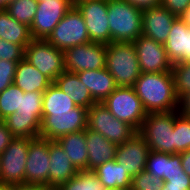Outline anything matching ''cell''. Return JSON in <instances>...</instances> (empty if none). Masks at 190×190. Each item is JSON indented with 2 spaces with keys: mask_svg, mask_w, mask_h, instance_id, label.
<instances>
[{
  "mask_svg": "<svg viewBox=\"0 0 190 190\" xmlns=\"http://www.w3.org/2000/svg\"><path fill=\"white\" fill-rule=\"evenodd\" d=\"M132 87L147 113L178 110L172 71L141 73Z\"/></svg>",
  "mask_w": 190,
  "mask_h": 190,
  "instance_id": "6da1fadb",
  "label": "cell"
},
{
  "mask_svg": "<svg viewBox=\"0 0 190 190\" xmlns=\"http://www.w3.org/2000/svg\"><path fill=\"white\" fill-rule=\"evenodd\" d=\"M42 101L43 92H24L20 88V107L3 120L14 137H39Z\"/></svg>",
  "mask_w": 190,
  "mask_h": 190,
  "instance_id": "7a4b0ae2",
  "label": "cell"
},
{
  "mask_svg": "<svg viewBox=\"0 0 190 190\" xmlns=\"http://www.w3.org/2000/svg\"><path fill=\"white\" fill-rule=\"evenodd\" d=\"M111 42L133 43L142 35V10L126 0H107Z\"/></svg>",
  "mask_w": 190,
  "mask_h": 190,
  "instance_id": "3957f363",
  "label": "cell"
},
{
  "mask_svg": "<svg viewBox=\"0 0 190 190\" xmlns=\"http://www.w3.org/2000/svg\"><path fill=\"white\" fill-rule=\"evenodd\" d=\"M106 69L113 76L117 86L132 87L141 75L133 43L111 42L107 44Z\"/></svg>",
  "mask_w": 190,
  "mask_h": 190,
  "instance_id": "277c9868",
  "label": "cell"
},
{
  "mask_svg": "<svg viewBox=\"0 0 190 190\" xmlns=\"http://www.w3.org/2000/svg\"><path fill=\"white\" fill-rule=\"evenodd\" d=\"M176 111L148 113L137 132L150 151L174 154V122Z\"/></svg>",
  "mask_w": 190,
  "mask_h": 190,
  "instance_id": "5b68a950",
  "label": "cell"
},
{
  "mask_svg": "<svg viewBox=\"0 0 190 190\" xmlns=\"http://www.w3.org/2000/svg\"><path fill=\"white\" fill-rule=\"evenodd\" d=\"M102 103L117 119L137 132L148 114L134 88L129 86H118Z\"/></svg>",
  "mask_w": 190,
  "mask_h": 190,
  "instance_id": "8992f818",
  "label": "cell"
},
{
  "mask_svg": "<svg viewBox=\"0 0 190 190\" xmlns=\"http://www.w3.org/2000/svg\"><path fill=\"white\" fill-rule=\"evenodd\" d=\"M87 128L99 132L116 145L124 143L137 133L132 126L117 119L102 102L93 104L87 110Z\"/></svg>",
  "mask_w": 190,
  "mask_h": 190,
  "instance_id": "52a82bcc",
  "label": "cell"
},
{
  "mask_svg": "<svg viewBox=\"0 0 190 190\" xmlns=\"http://www.w3.org/2000/svg\"><path fill=\"white\" fill-rule=\"evenodd\" d=\"M46 40L62 51L91 42L84 18L75 6L65 14Z\"/></svg>",
  "mask_w": 190,
  "mask_h": 190,
  "instance_id": "ba28073f",
  "label": "cell"
},
{
  "mask_svg": "<svg viewBox=\"0 0 190 190\" xmlns=\"http://www.w3.org/2000/svg\"><path fill=\"white\" fill-rule=\"evenodd\" d=\"M24 58L52 83L64 70V51L45 39H32L25 47Z\"/></svg>",
  "mask_w": 190,
  "mask_h": 190,
  "instance_id": "9c48e42d",
  "label": "cell"
},
{
  "mask_svg": "<svg viewBox=\"0 0 190 190\" xmlns=\"http://www.w3.org/2000/svg\"><path fill=\"white\" fill-rule=\"evenodd\" d=\"M32 139L15 137L0 154V182L10 186L25 183V166Z\"/></svg>",
  "mask_w": 190,
  "mask_h": 190,
  "instance_id": "30bf717a",
  "label": "cell"
},
{
  "mask_svg": "<svg viewBox=\"0 0 190 190\" xmlns=\"http://www.w3.org/2000/svg\"><path fill=\"white\" fill-rule=\"evenodd\" d=\"M87 110L77 106L75 113H42L39 137L49 140L87 128Z\"/></svg>",
  "mask_w": 190,
  "mask_h": 190,
  "instance_id": "8fae6325",
  "label": "cell"
},
{
  "mask_svg": "<svg viewBox=\"0 0 190 190\" xmlns=\"http://www.w3.org/2000/svg\"><path fill=\"white\" fill-rule=\"evenodd\" d=\"M107 44L88 42L64 51V70L71 73L106 68Z\"/></svg>",
  "mask_w": 190,
  "mask_h": 190,
  "instance_id": "7c38bea8",
  "label": "cell"
},
{
  "mask_svg": "<svg viewBox=\"0 0 190 190\" xmlns=\"http://www.w3.org/2000/svg\"><path fill=\"white\" fill-rule=\"evenodd\" d=\"M74 6L84 18L90 41L110 44L107 0H85Z\"/></svg>",
  "mask_w": 190,
  "mask_h": 190,
  "instance_id": "4fadbf2b",
  "label": "cell"
},
{
  "mask_svg": "<svg viewBox=\"0 0 190 190\" xmlns=\"http://www.w3.org/2000/svg\"><path fill=\"white\" fill-rule=\"evenodd\" d=\"M71 0H45L38 2V8L30 26L32 39H47L54 27L73 7Z\"/></svg>",
  "mask_w": 190,
  "mask_h": 190,
  "instance_id": "5bb4252c",
  "label": "cell"
},
{
  "mask_svg": "<svg viewBox=\"0 0 190 190\" xmlns=\"http://www.w3.org/2000/svg\"><path fill=\"white\" fill-rule=\"evenodd\" d=\"M49 139L33 138L29 142L25 166V183L49 186Z\"/></svg>",
  "mask_w": 190,
  "mask_h": 190,
  "instance_id": "9a60e30c",
  "label": "cell"
},
{
  "mask_svg": "<svg viewBox=\"0 0 190 190\" xmlns=\"http://www.w3.org/2000/svg\"><path fill=\"white\" fill-rule=\"evenodd\" d=\"M133 45L141 73L172 71L173 63L168 59L164 44L141 35L133 42Z\"/></svg>",
  "mask_w": 190,
  "mask_h": 190,
  "instance_id": "2e32d148",
  "label": "cell"
},
{
  "mask_svg": "<svg viewBox=\"0 0 190 190\" xmlns=\"http://www.w3.org/2000/svg\"><path fill=\"white\" fill-rule=\"evenodd\" d=\"M149 151L145 140L136 133L131 139L118 145L115 159L133 178L146 169Z\"/></svg>",
  "mask_w": 190,
  "mask_h": 190,
  "instance_id": "e0dca14e",
  "label": "cell"
},
{
  "mask_svg": "<svg viewBox=\"0 0 190 190\" xmlns=\"http://www.w3.org/2000/svg\"><path fill=\"white\" fill-rule=\"evenodd\" d=\"M177 17L162 5L142 10V35L164 44Z\"/></svg>",
  "mask_w": 190,
  "mask_h": 190,
  "instance_id": "ac0fdd59",
  "label": "cell"
},
{
  "mask_svg": "<svg viewBox=\"0 0 190 190\" xmlns=\"http://www.w3.org/2000/svg\"><path fill=\"white\" fill-rule=\"evenodd\" d=\"M49 155V186L60 187L78 173L67 153L56 140H50Z\"/></svg>",
  "mask_w": 190,
  "mask_h": 190,
  "instance_id": "d6986e66",
  "label": "cell"
},
{
  "mask_svg": "<svg viewBox=\"0 0 190 190\" xmlns=\"http://www.w3.org/2000/svg\"><path fill=\"white\" fill-rule=\"evenodd\" d=\"M88 150V171H93L103 163L116 158L118 145L109 141L99 132L86 128Z\"/></svg>",
  "mask_w": 190,
  "mask_h": 190,
  "instance_id": "ffe728a7",
  "label": "cell"
},
{
  "mask_svg": "<svg viewBox=\"0 0 190 190\" xmlns=\"http://www.w3.org/2000/svg\"><path fill=\"white\" fill-rule=\"evenodd\" d=\"M87 88L92 98L97 102H103L118 86L113 76L106 68L99 70H85L76 73Z\"/></svg>",
  "mask_w": 190,
  "mask_h": 190,
  "instance_id": "44dd1931",
  "label": "cell"
},
{
  "mask_svg": "<svg viewBox=\"0 0 190 190\" xmlns=\"http://www.w3.org/2000/svg\"><path fill=\"white\" fill-rule=\"evenodd\" d=\"M13 83L24 92H44L52 82L28 60L18 62Z\"/></svg>",
  "mask_w": 190,
  "mask_h": 190,
  "instance_id": "7402d4cb",
  "label": "cell"
},
{
  "mask_svg": "<svg viewBox=\"0 0 190 190\" xmlns=\"http://www.w3.org/2000/svg\"><path fill=\"white\" fill-rule=\"evenodd\" d=\"M54 83L63 92L68 93L77 106L89 109L93 104L97 103L76 73L64 71L55 79Z\"/></svg>",
  "mask_w": 190,
  "mask_h": 190,
  "instance_id": "603a6c76",
  "label": "cell"
},
{
  "mask_svg": "<svg viewBox=\"0 0 190 190\" xmlns=\"http://www.w3.org/2000/svg\"><path fill=\"white\" fill-rule=\"evenodd\" d=\"M188 28L182 17H177L172 23L168 39L164 47L168 59L173 63L185 62V52L188 43Z\"/></svg>",
  "mask_w": 190,
  "mask_h": 190,
  "instance_id": "cb8c5ba5",
  "label": "cell"
},
{
  "mask_svg": "<svg viewBox=\"0 0 190 190\" xmlns=\"http://www.w3.org/2000/svg\"><path fill=\"white\" fill-rule=\"evenodd\" d=\"M65 150L72 164L78 171L88 170V150L86 146V129L69 133L56 140Z\"/></svg>",
  "mask_w": 190,
  "mask_h": 190,
  "instance_id": "d4e9b609",
  "label": "cell"
},
{
  "mask_svg": "<svg viewBox=\"0 0 190 190\" xmlns=\"http://www.w3.org/2000/svg\"><path fill=\"white\" fill-rule=\"evenodd\" d=\"M100 182L107 188H131L132 177L116 159L107 161L93 170Z\"/></svg>",
  "mask_w": 190,
  "mask_h": 190,
  "instance_id": "484cf974",
  "label": "cell"
},
{
  "mask_svg": "<svg viewBox=\"0 0 190 190\" xmlns=\"http://www.w3.org/2000/svg\"><path fill=\"white\" fill-rule=\"evenodd\" d=\"M0 38L18 45H28L32 40L30 27L11 17L6 9L0 10Z\"/></svg>",
  "mask_w": 190,
  "mask_h": 190,
  "instance_id": "4316f807",
  "label": "cell"
},
{
  "mask_svg": "<svg viewBox=\"0 0 190 190\" xmlns=\"http://www.w3.org/2000/svg\"><path fill=\"white\" fill-rule=\"evenodd\" d=\"M55 83L43 92L42 113H75L77 105Z\"/></svg>",
  "mask_w": 190,
  "mask_h": 190,
  "instance_id": "83f0119b",
  "label": "cell"
},
{
  "mask_svg": "<svg viewBox=\"0 0 190 190\" xmlns=\"http://www.w3.org/2000/svg\"><path fill=\"white\" fill-rule=\"evenodd\" d=\"M61 190H105L106 188L100 182L93 171L82 170L62 184Z\"/></svg>",
  "mask_w": 190,
  "mask_h": 190,
  "instance_id": "f1b7e54d",
  "label": "cell"
},
{
  "mask_svg": "<svg viewBox=\"0 0 190 190\" xmlns=\"http://www.w3.org/2000/svg\"><path fill=\"white\" fill-rule=\"evenodd\" d=\"M37 6L38 2L36 0H15L7 5L6 10L11 17L30 27L36 14Z\"/></svg>",
  "mask_w": 190,
  "mask_h": 190,
  "instance_id": "f546056e",
  "label": "cell"
},
{
  "mask_svg": "<svg viewBox=\"0 0 190 190\" xmlns=\"http://www.w3.org/2000/svg\"><path fill=\"white\" fill-rule=\"evenodd\" d=\"M190 149V117L180 114L174 122V154H180Z\"/></svg>",
  "mask_w": 190,
  "mask_h": 190,
  "instance_id": "4dcf8cb0",
  "label": "cell"
},
{
  "mask_svg": "<svg viewBox=\"0 0 190 190\" xmlns=\"http://www.w3.org/2000/svg\"><path fill=\"white\" fill-rule=\"evenodd\" d=\"M20 107V88L14 83L0 93V114L4 119Z\"/></svg>",
  "mask_w": 190,
  "mask_h": 190,
  "instance_id": "1f68e13d",
  "label": "cell"
},
{
  "mask_svg": "<svg viewBox=\"0 0 190 190\" xmlns=\"http://www.w3.org/2000/svg\"><path fill=\"white\" fill-rule=\"evenodd\" d=\"M172 73L176 95L180 99L184 94L190 92V61L172 64Z\"/></svg>",
  "mask_w": 190,
  "mask_h": 190,
  "instance_id": "d6a6232c",
  "label": "cell"
},
{
  "mask_svg": "<svg viewBox=\"0 0 190 190\" xmlns=\"http://www.w3.org/2000/svg\"><path fill=\"white\" fill-rule=\"evenodd\" d=\"M167 153L149 151L146 162V171L157 178L166 180Z\"/></svg>",
  "mask_w": 190,
  "mask_h": 190,
  "instance_id": "836d02e7",
  "label": "cell"
},
{
  "mask_svg": "<svg viewBox=\"0 0 190 190\" xmlns=\"http://www.w3.org/2000/svg\"><path fill=\"white\" fill-rule=\"evenodd\" d=\"M164 181L144 170L132 178V190H162Z\"/></svg>",
  "mask_w": 190,
  "mask_h": 190,
  "instance_id": "e575fe53",
  "label": "cell"
},
{
  "mask_svg": "<svg viewBox=\"0 0 190 190\" xmlns=\"http://www.w3.org/2000/svg\"><path fill=\"white\" fill-rule=\"evenodd\" d=\"M26 46L0 38V60L21 61L24 58Z\"/></svg>",
  "mask_w": 190,
  "mask_h": 190,
  "instance_id": "d590c367",
  "label": "cell"
},
{
  "mask_svg": "<svg viewBox=\"0 0 190 190\" xmlns=\"http://www.w3.org/2000/svg\"><path fill=\"white\" fill-rule=\"evenodd\" d=\"M19 61L0 60V93L13 84Z\"/></svg>",
  "mask_w": 190,
  "mask_h": 190,
  "instance_id": "8d00e7d4",
  "label": "cell"
},
{
  "mask_svg": "<svg viewBox=\"0 0 190 190\" xmlns=\"http://www.w3.org/2000/svg\"><path fill=\"white\" fill-rule=\"evenodd\" d=\"M162 190H190V177L183 172V174L169 175L164 180Z\"/></svg>",
  "mask_w": 190,
  "mask_h": 190,
  "instance_id": "74e56055",
  "label": "cell"
},
{
  "mask_svg": "<svg viewBox=\"0 0 190 190\" xmlns=\"http://www.w3.org/2000/svg\"><path fill=\"white\" fill-rule=\"evenodd\" d=\"M161 5L166 7L174 16L182 17L190 6V0H162Z\"/></svg>",
  "mask_w": 190,
  "mask_h": 190,
  "instance_id": "f35d334b",
  "label": "cell"
},
{
  "mask_svg": "<svg viewBox=\"0 0 190 190\" xmlns=\"http://www.w3.org/2000/svg\"><path fill=\"white\" fill-rule=\"evenodd\" d=\"M180 154L167 153L166 179L169 175L183 174Z\"/></svg>",
  "mask_w": 190,
  "mask_h": 190,
  "instance_id": "ab89813d",
  "label": "cell"
},
{
  "mask_svg": "<svg viewBox=\"0 0 190 190\" xmlns=\"http://www.w3.org/2000/svg\"><path fill=\"white\" fill-rule=\"evenodd\" d=\"M14 138L15 137L12 135L10 130L6 127L5 122L1 121L0 122V154H2L5 151L9 143Z\"/></svg>",
  "mask_w": 190,
  "mask_h": 190,
  "instance_id": "60d3db41",
  "label": "cell"
},
{
  "mask_svg": "<svg viewBox=\"0 0 190 190\" xmlns=\"http://www.w3.org/2000/svg\"><path fill=\"white\" fill-rule=\"evenodd\" d=\"M178 112L186 117H190V92L184 94L179 99Z\"/></svg>",
  "mask_w": 190,
  "mask_h": 190,
  "instance_id": "b9f144b4",
  "label": "cell"
},
{
  "mask_svg": "<svg viewBox=\"0 0 190 190\" xmlns=\"http://www.w3.org/2000/svg\"><path fill=\"white\" fill-rule=\"evenodd\" d=\"M138 9L144 10L161 5L162 0H126Z\"/></svg>",
  "mask_w": 190,
  "mask_h": 190,
  "instance_id": "7bdbcfd3",
  "label": "cell"
},
{
  "mask_svg": "<svg viewBox=\"0 0 190 190\" xmlns=\"http://www.w3.org/2000/svg\"><path fill=\"white\" fill-rule=\"evenodd\" d=\"M181 165L184 172L190 177V149L180 153Z\"/></svg>",
  "mask_w": 190,
  "mask_h": 190,
  "instance_id": "ee69618b",
  "label": "cell"
},
{
  "mask_svg": "<svg viewBox=\"0 0 190 190\" xmlns=\"http://www.w3.org/2000/svg\"><path fill=\"white\" fill-rule=\"evenodd\" d=\"M10 190H42V185L40 184H16L11 186Z\"/></svg>",
  "mask_w": 190,
  "mask_h": 190,
  "instance_id": "f6af8a7d",
  "label": "cell"
},
{
  "mask_svg": "<svg viewBox=\"0 0 190 190\" xmlns=\"http://www.w3.org/2000/svg\"><path fill=\"white\" fill-rule=\"evenodd\" d=\"M185 61H190V27L188 28L187 51L185 52Z\"/></svg>",
  "mask_w": 190,
  "mask_h": 190,
  "instance_id": "bcb514c9",
  "label": "cell"
},
{
  "mask_svg": "<svg viewBox=\"0 0 190 190\" xmlns=\"http://www.w3.org/2000/svg\"><path fill=\"white\" fill-rule=\"evenodd\" d=\"M182 18L185 20L186 24L190 27V6L187 8Z\"/></svg>",
  "mask_w": 190,
  "mask_h": 190,
  "instance_id": "7dc6e473",
  "label": "cell"
},
{
  "mask_svg": "<svg viewBox=\"0 0 190 190\" xmlns=\"http://www.w3.org/2000/svg\"><path fill=\"white\" fill-rule=\"evenodd\" d=\"M42 190H61L60 187H56V186H43L42 185Z\"/></svg>",
  "mask_w": 190,
  "mask_h": 190,
  "instance_id": "c3c4849f",
  "label": "cell"
},
{
  "mask_svg": "<svg viewBox=\"0 0 190 190\" xmlns=\"http://www.w3.org/2000/svg\"><path fill=\"white\" fill-rule=\"evenodd\" d=\"M11 186L0 182V190H10Z\"/></svg>",
  "mask_w": 190,
  "mask_h": 190,
  "instance_id": "681fc988",
  "label": "cell"
},
{
  "mask_svg": "<svg viewBox=\"0 0 190 190\" xmlns=\"http://www.w3.org/2000/svg\"><path fill=\"white\" fill-rule=\"evenodd\" d=\"M105 190H132V189L131 188L114 187V188H107Z\"/></svg>",
  "mask_w": 190,
  "mask_h": 190,
  "instance_id": "f907efd6",
  "label": "cell"
},
{
  "mask_svg": "<svg viewBox=\"0 0 190 190\" xmlns=\"http://www.w3.org/2000/svg\"><path fill=\"white\" fill-rule=\"evenodd\" d=\"M5 9V0H0V10Z\"/></svg>",
  "mask_w": 190,
  "mask_h": 190,
  "instance_id": "816d5d0a",
  "label": "cell"
},
{
  "mask_svg": "<svg viewBox=\"0 0 190 190\" xmlns=\"http://www.w3.org/2000/svg\"><path fill=\"white\" fill-rule=\"evenodd\" d=\"M13 1H15V0H5V9H6L7 5H8L9 3L13 2Z\"/></svg>",
  "mask_w": 190,
  "mask_h": 190,
  "instance_id": "f5cc1de1",
  "label": "cell"
},
{
  "mask_svg": "<svg viewBox=\"0 0 190 190\" xmlns=\"http://www.w3.org/2000/svg\"><path fill=\"white\" fill-rule=\"evenodd\" d=\"M73 5H75L76 3H79V2H82V1H85V0H71Z\"/></svg>",
  "mask_w": 190,
  "mask_h": 190,
  "instance_id": "db71d44e",
  "label": "cell"
},
{
  "mask_svg": "<svg viewBox=\"0 0 190 190\" xmlns=\"http://www.w3.org/2000/svg\"><path fill=\"white\" fill-rule=\"evenodd\" d=\"M4 119L1 117V114H0V122L3 121Z\"/></svg>",
  "mask_w": 190,
  "mask_h": 190,
  "instance_id": "11a10c76",
  "label": "cell"
}]
</instances>
